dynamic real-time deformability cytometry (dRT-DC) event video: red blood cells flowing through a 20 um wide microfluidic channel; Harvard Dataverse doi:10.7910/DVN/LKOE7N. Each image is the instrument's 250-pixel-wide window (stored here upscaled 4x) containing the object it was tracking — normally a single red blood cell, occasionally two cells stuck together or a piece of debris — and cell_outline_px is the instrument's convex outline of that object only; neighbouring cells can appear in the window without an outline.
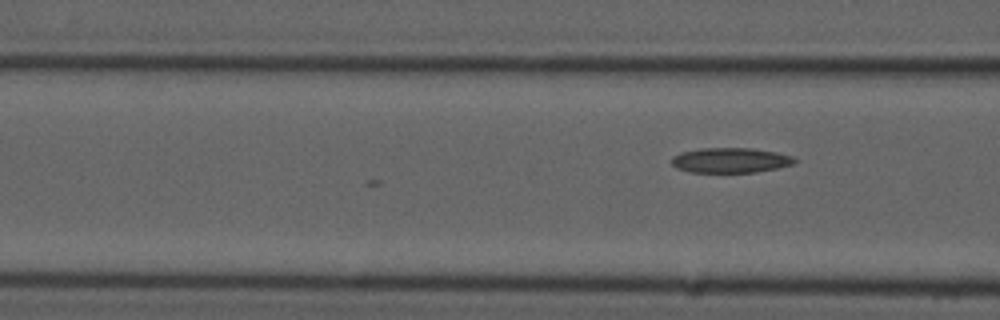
{"species": "common noctule bat (a hibernating species)", "species_latin": "Nyctalus noctula", "temperature_condition": "cold", "stored_images_in_passage": 4, "camera_frame_rate_fps": 3000, "um_per_image_px": 0.085, "animal": {"sex": "male", "forearm_length_mm": 52.5}, "frame": {"image": 1, "passage_image": 4, "time_ms": 1.0, "image_size_px": [1000, 320], "cell_outline_px": [[796, 164], [780, 168], [756, 172], [692, 172], [676, 168], [672, 164], [672, 156], [680, 152], [704, 148], [752, 148], [776, 152], [792, 156], [796, 160]], "centroid_in_image_um": [62.12, 13.62], "position_along_channel_um": 104.5, "area_um2": 18.03}}